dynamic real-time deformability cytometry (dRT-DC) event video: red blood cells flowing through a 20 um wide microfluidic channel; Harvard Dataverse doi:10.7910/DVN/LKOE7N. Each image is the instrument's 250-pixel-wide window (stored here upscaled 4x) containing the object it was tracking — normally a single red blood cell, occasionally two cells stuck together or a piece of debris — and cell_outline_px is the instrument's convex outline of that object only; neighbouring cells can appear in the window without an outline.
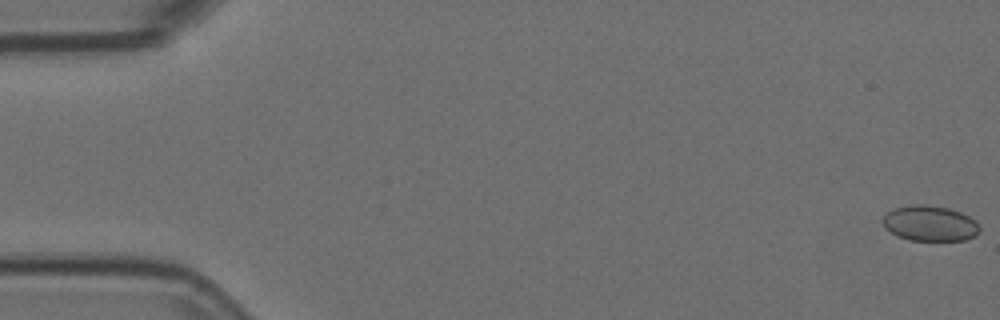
{"species": "Egyptian fruit bat (a non-hibernating species)", "species_latin": "Rousettus aegyptiacus", "temperature_condition": "room temperature", "stored_images_in_passage": 56, "camera_frame_rate_fps": 3000, "um_per_image_px": 0.085, "animal": {"sex": "female"}, "frame": {"image": 1, "passage_image": 1, "time_ms": 0.0, "image_size_px": [1000, 320], "cell_outline_px": [[980, 232], [976, 236], [964, 240], [908, 240], [896, 236], [884, 228], [884, 216], [892, 208], [916, 204], [924, 204], [948, 208], [960, 212], [976, 220], [980, 228]], "centroid_in_image_um": [79.05, 18.99], "position_along_channel_um": 5.9, "area_um2": 20.11}}
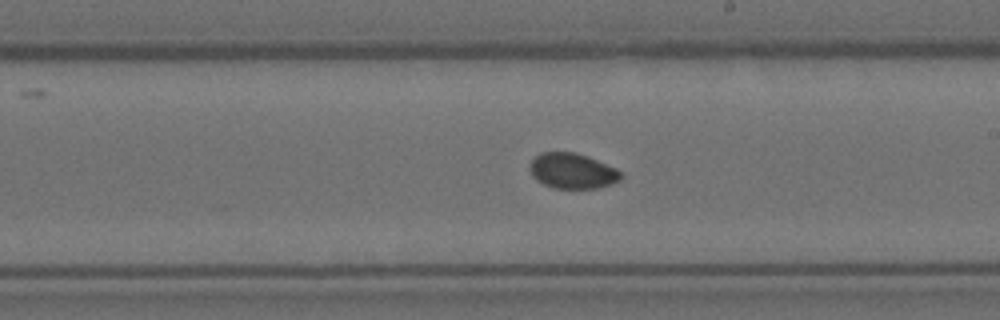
{"frame": {"image": 2, "passage_image": 32, "time_ms": 10.333, "image_size_px": [1000, 320], "cell_outline_px": [[624, 176], [620, 180], [612, 184], [600, 188], [552, 188], [536, 180], [532, 176], [528, 168], [532, 160], [540, 152], [576, 152], [588, 156], [616, 168]], "centroid_in_image_um": [48.65, 14.53], "position_along_channel_um": 240.3, "area_um2": 19.02}}
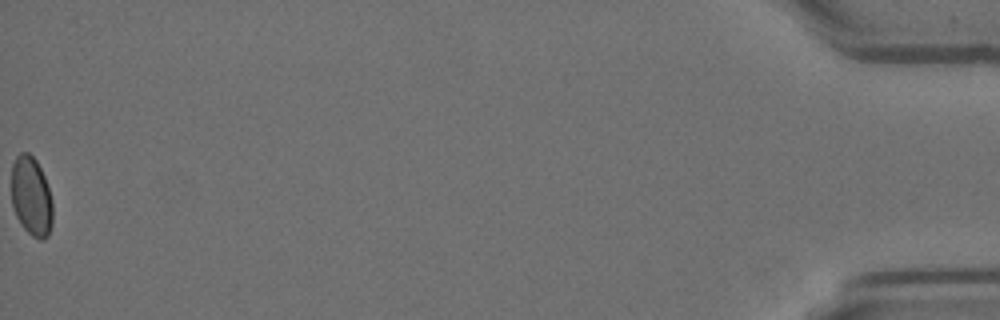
{"frame": {"image": 3, "passage_image": 56, "time_ms": 18.333, "image_size_px": [1000, 320], "cell_outline_px": [[52, 224], [48, 236], [44, 240], [40, 240], [32, 236], [20, 224], [16, 216], [12, 204], [12, 164], [16, 156], [20, 152], [28, 152], [36, 160], [44, 176], [52, 200]], "centroid_in_image_um": [2.66, 16.71], "position_along_channel_um": 432.5, "area_um2": 19.13}, "authors_computed_cell_mechanics": {"area_um2": 19.4786, "velocity_mm_per_s": 3.7003, "shape_relaxation_time_tau1_ms": null, "shape_relaxation_time_tau2_ms": 8.7318, "deformation_change_tau1": null, "deformation_change_tau2": 0.0513}}